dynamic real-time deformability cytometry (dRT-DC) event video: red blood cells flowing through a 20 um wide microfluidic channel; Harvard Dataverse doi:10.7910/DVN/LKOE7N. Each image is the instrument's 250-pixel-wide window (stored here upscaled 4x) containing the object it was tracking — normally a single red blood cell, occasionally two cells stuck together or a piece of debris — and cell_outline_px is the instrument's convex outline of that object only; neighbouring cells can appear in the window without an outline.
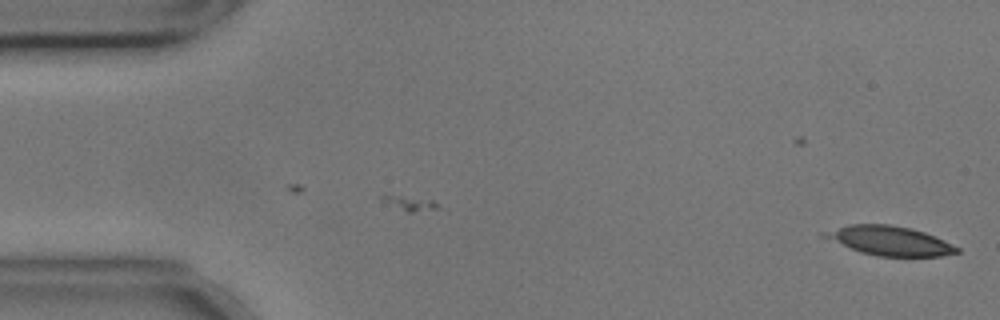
{"species": "common noctule bat (a hibernating species)", "species_latin": "Nyctalus noctula", "temperature_condition": "cold", "stored_images_in_passage": 36, "camera_frame_rate_fps": 3000, "um_per_image_px": 0.085, "animal": {"sex": "male", "body_mass_g": 17.9, "forearm_length_mm": 54.2}, "frame": {"image": 1, "passage_image": 1, "time_ms": 0.0, "image_size_px": [1000, 320], "cell_outline_px": [[960, 252], [940, 256], [876, 256], [860, 252], [820, 236], [820, 232], [848, 224], [888, 224], [912, 228], [924, 232], [944, 240], [960, 248]], "centroid_in_image_um": [75.59, 20.45], "position_along_channel_um": 9.4, "area_um2": 22.66}}
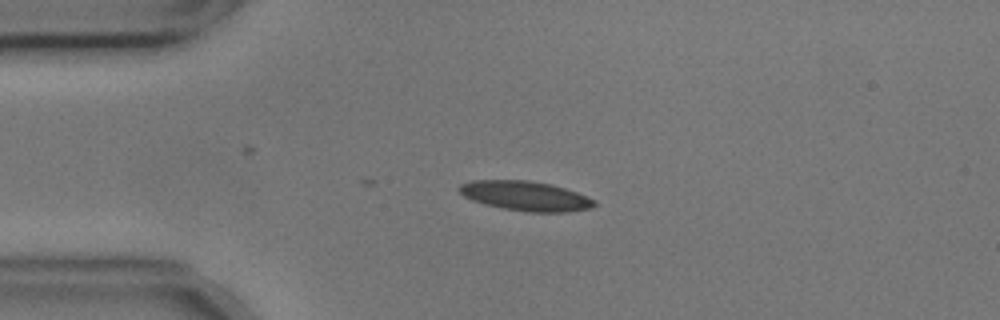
{"frame": {"image": 2, "passage_image": 12, "time_ms": 3.667, "image_size_px": [1000, 320], "cell_outline_px": [[596, 204], [592, 208], [564, 212], [528, 212], [504, 208], [484, 204], [472, 200], [464, 196], [456, 188], [460, 184], [472, 180], [528, 180], [552, 184], [576, 192], [596, 200]], "centroid_in_image_um": [44.65, 16.65], "position_along_channel_um": 40.3, "area_um2": 23.35}}